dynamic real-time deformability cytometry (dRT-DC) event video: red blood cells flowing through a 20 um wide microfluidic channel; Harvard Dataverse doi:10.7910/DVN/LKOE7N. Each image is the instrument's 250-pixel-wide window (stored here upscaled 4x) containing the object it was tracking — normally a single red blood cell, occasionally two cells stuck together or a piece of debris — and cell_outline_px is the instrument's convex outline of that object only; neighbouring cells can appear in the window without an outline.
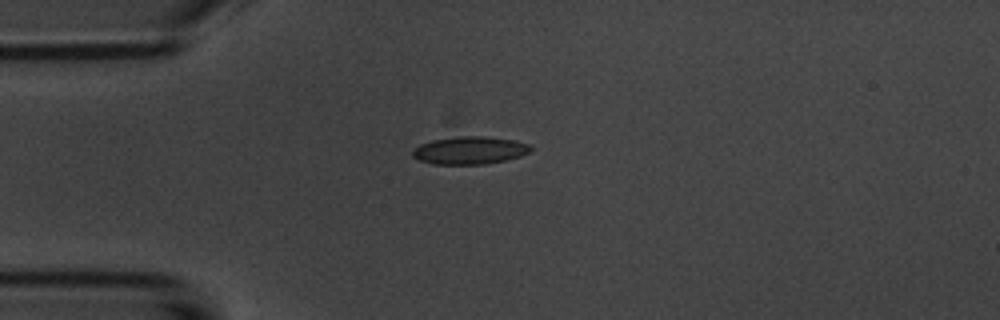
{"species": "common noctule bat (a hibernating species)", "species_latin": "Nyctalus noctula", "temperature_condition": "room temperature", "stored_images_in_passage": 4, "camera_frame_rate_fps": 3000, "um_per_image_px": 0.085, "animal": {"sex": "male", "body_mass_g": 20.1, "forearm_length_mm": 53.5}, "frame": {"image": 1, "passage_image": 1, "time_ms": 0.0, "image_size_px": [1000, 320], "cell_outline_px": [[532, 148], [528, 152], [520, 156], [504, 160], [484, 164], [432, 164], [420, 160], [412, 156], [412, 148], [420, 144], [432, 140], [460, 136], [484, 136], [516, 140], [528, 144]], "centroid_in_image_um": [39.89, 12.77], "position_along_channel_um": 45.1, "area_um2": 19.02}}
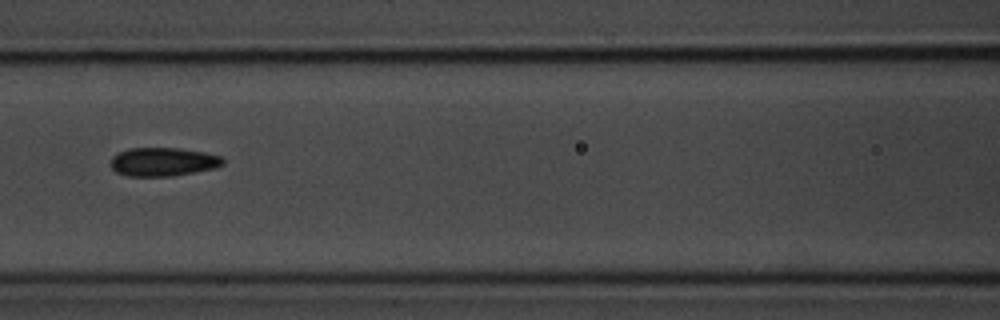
{"frame": {"image": 2, "passage_image": 4, "time_ms": 3.333, "image_size_px": [1000, 320], "cell_outline_px": [[224, 164], [216, 168], [172, 176], [128, 176], [116, 172], [112, 168], [112, 156], [116, 152], [128, 148], [180, 148], [204, 152], [220, 156], [224, 160]], "centroid_in_image_um": [13.86, 13.75], "position_along_channel_um": 152.7, "area_um2": 18.79}}